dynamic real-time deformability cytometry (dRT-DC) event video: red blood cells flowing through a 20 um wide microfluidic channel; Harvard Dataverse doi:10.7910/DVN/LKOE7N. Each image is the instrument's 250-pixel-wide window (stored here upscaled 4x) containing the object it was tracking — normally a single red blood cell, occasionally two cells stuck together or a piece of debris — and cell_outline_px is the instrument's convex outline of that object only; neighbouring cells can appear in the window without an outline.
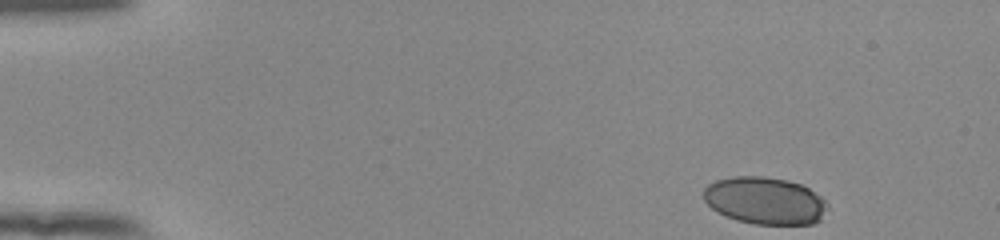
{"species": "human", "species_latin": "Homo sapiens", "temperature_condition": "room temperature", "stored_images_in_passage": 48, "camera_frame_rate_fps": 3000, "um_per_image_px": 0.085, "donor": {"sex": "female"}, "frame": {"image": 1, "passage_image": 1, "time_ms": 0.0, "image_size_px": [1000, 240], "cell_outline_px": [[828, 208], [820, 220], [812, 224], [752, 224], [736, 220], [724, 216], [716, 212], [704, 200], [704, 188], [708, 184], [716, 180], [732, 176], [764, 176], [788, 180], [800, 184], [808, 188], [820, 196], [828, 204]], "centroid_in_image_um": [65.0, 17.06], "position_along_channel_um": 20.0, "area_um2": 34.33}}
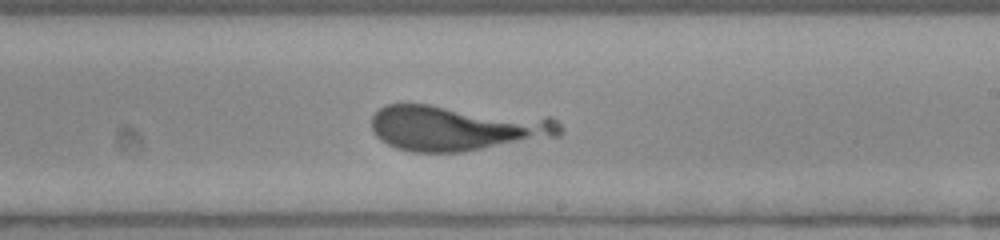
{"frame": {"image": 2, "passage_image": 28, "time_ms": 9.0, "image_size_px": [1000, 240], "cell_outline_px": [[564, 132], [560, 136], [464, 152], [412, 152], [396, 148], [380, 140], [372, 132], [372, 116], [384, 104], [428, 104], [552, 116], [564, 128]], "centroid_in_image_um": [38.9, 10.87], "position_along_channel_um": 250.1, "area_um2": 50.98}}
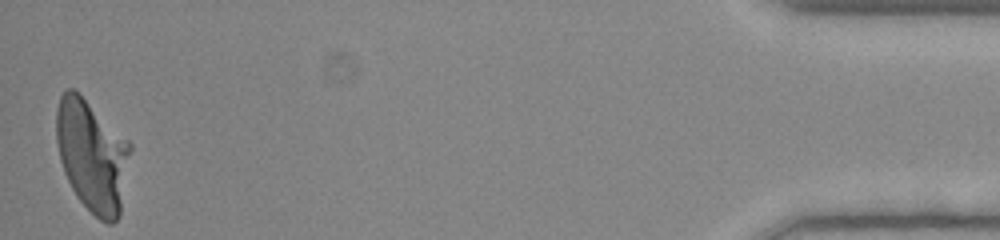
{"frame": {"image": 3, "passage_image": 48, "time_ms": 15.667, "image_size_px": [1000, 240], "cell_outline_px": [[132, 148], [120, 216], [112, 224], [108, 224], [100, 220], [76, 196], [64, 172], [60, 160], [56, 140], [56, 112], [60, 96], [68, 88], [72, 88], [128, 140], [132, 144]], "centroid_in_image_um": [7.85, 13.27], "position_along_channel_um": 427.4, "area_um2": 47.86}}